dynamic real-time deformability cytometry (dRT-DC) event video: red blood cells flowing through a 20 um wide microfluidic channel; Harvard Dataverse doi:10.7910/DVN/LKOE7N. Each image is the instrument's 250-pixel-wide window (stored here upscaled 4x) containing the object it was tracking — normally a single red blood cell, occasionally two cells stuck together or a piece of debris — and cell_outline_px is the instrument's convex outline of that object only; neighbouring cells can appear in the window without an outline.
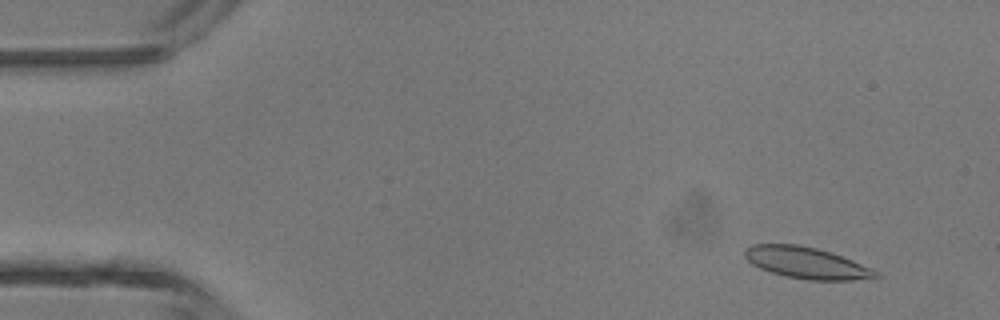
{"species": "common noctule bat (a hibernating species)", "species_latin": "Nyctalus noctula", "temperature_condition": "room temperature", "stored_images_in_passage": 5, "camera_frame_rate_fps": 3000, "um_per_image_px": 0.085, "animal": {"sex": "male", "body_mass_g": 13.3}, "frame": {"image": 1, "passage_image": 2, "time_ms": 1.0, "image_size_px": [1000, 320], "cell_outline_px": [[880, 276], [852, 280], [808, 280], [788, 276], [772, 272], [760, 268], [752, 264], [744, 256], [744, 252], [752, 244], [800, 244], [816, 248], [852, 260], [872, 268], [880, 272]], "centroid_in_image_um": [68.55, 22.34], "position_along_channel_um": 16.4, "area_um2": 23.7}}
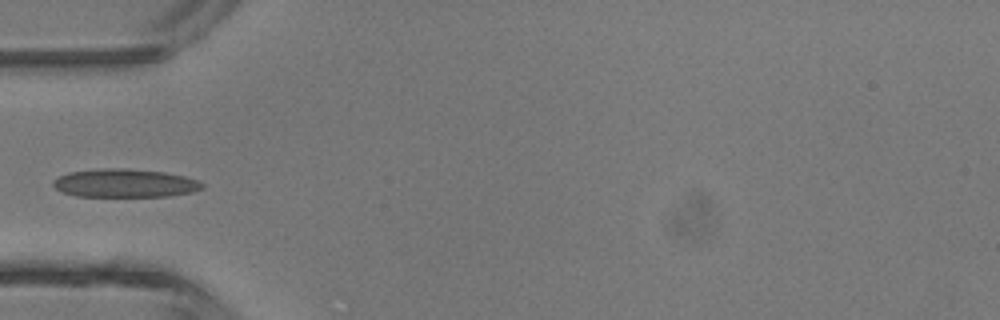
{"frame": {"image": 2, "passage_image": 5, "time_ms": 4.667, "image_size_px": [1000, 320], "cell_outline_px": [[204, 188], [192, 192], [168, 196], [76, 196], [64, 192], [56, 188], [52, 184], [52, 180], [68, 172], [100, 168], [128, 168], [164, 172], [184, 176], [196, 180], [204, 184]], "centroid_in_image_um": [10.61, 15.56], "position_along_channel_um": 74.4, "area_um2": 24.62}}